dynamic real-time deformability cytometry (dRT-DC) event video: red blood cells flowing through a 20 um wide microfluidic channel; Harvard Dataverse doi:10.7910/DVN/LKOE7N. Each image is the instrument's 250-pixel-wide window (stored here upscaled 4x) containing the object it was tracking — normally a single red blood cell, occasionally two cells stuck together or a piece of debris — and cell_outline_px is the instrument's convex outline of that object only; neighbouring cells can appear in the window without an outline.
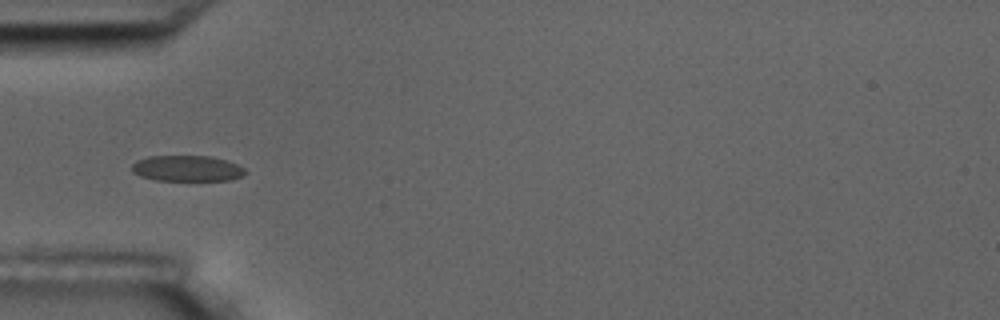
{"species": "common noctule bat (a hibernating species)", "species_latin": "Nyctalus noctula", "temperature_condition": "room temperature", "stored_images_in_passage": 7, "camera_frame_rate_fps": 3000, "um_per_image_px": 0.085, "animal": {"sex": "male", "body_mass_g": 17.5, "forearm_length_mm": 52.3}, "frame": {"image": 1, "passage_image": 6, "time_ms": 6.0, "image_size_px": [1000, 320], "cell_outline_px": [[248, 172], [244, 176], [232, 180], [156, 180], [140, 176], [132, 172], [132, 164], [136, 160], [148, 156], [212, 156], [228, 160], [244, 168]], "centroid_in_image_um": [15.93, 14.31], "position_along_channel_um": 69.1, "area_um2": 17.28}}